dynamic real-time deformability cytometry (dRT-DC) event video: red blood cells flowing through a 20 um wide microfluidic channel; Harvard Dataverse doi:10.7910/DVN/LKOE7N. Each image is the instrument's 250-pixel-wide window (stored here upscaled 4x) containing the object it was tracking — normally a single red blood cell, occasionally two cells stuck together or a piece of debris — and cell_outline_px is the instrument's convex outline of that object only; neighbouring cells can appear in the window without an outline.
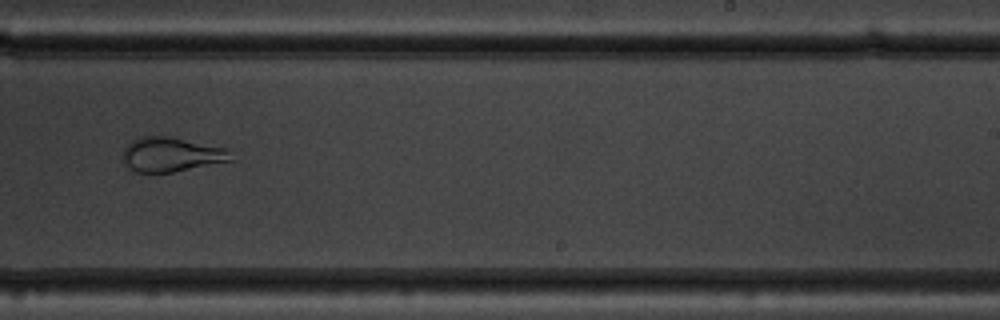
{"species": "common noctule bat (a hibernating species)", "species_latin": "Nyctalus noctula", "temperature_condition": "warm", "stored_images_in_passage": 38, "camera_frame_rate_fps": 3000, "um_per_image_px": 0.085, "animal": {"sex": "male", "body_mass_g": 19.5, "forearm_length_mm": 54.6}, "frame": {"image": 1, "passage_image": 18, "time_ms": 5.667, "image_size_px": [1000, 320], "cell_outline_px": [[236, 160], [172, 172], [136, 172], [128, 168], [124, 160], [124, 148], [132, 140], [140, 136], [168, 136], [224, 148]], "centroid_in_image_um": [14.55, 13.14], "position_along_channel_um": 274.4, "area_um2": 21.44}}
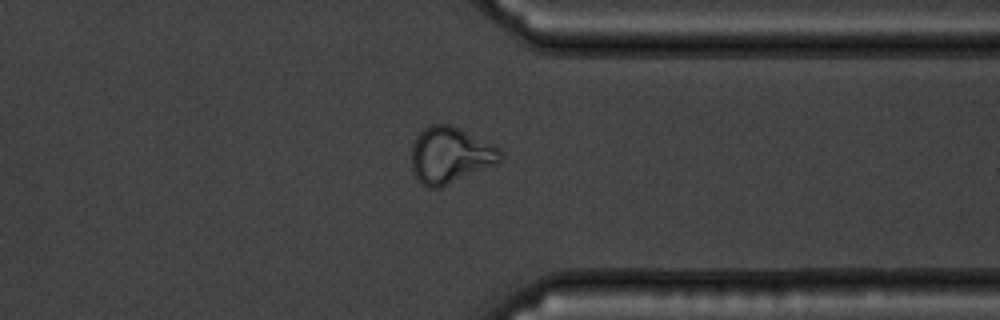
{"frame": {"image": 2, "passage_image": 26, "time_ms": 8.333, "image_size_px": [1000, 320], "cell_outline_px": [[504, 156], [496, 164], [440, 188], [428, 188], [420, 184], [416, 180], [412, 172], [412, 144], [416, 136], [424, 128], [432, 124], [448, 124], [500, 148]], "centroid_in_image_um": [38.23, 13.22], "position_along_channel_um": 373.2, "area_um2": 29.07}}
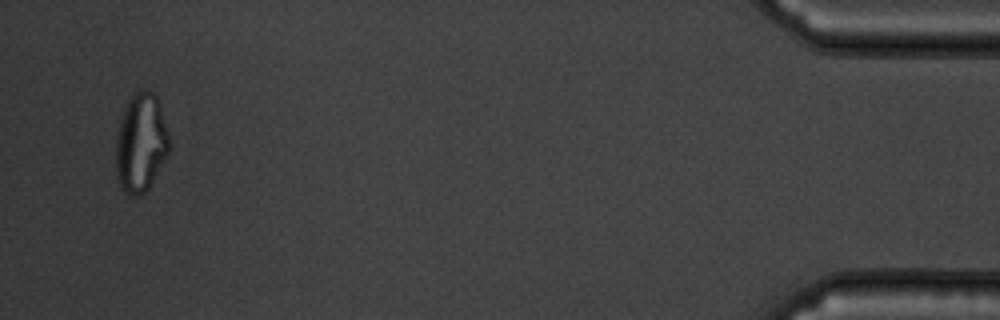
{"frame": {"image": 3, "passage_image": 36, "time_ms": 11.667, "image_size_px": [1000, 320], "cell_outline_px": [[168, 152], [148, 188], [144, 192], [136, 196], [132, 196], [124, 192], [116, 176], [116, 132], [120, 116], [128, 100], [136, 88], [148, 88], [156, 96], [168, 132]], "centroid_in_image_um": [11.93, 12.08], "position_along_channel_um": 423.3, "area_um2": 30.69}}